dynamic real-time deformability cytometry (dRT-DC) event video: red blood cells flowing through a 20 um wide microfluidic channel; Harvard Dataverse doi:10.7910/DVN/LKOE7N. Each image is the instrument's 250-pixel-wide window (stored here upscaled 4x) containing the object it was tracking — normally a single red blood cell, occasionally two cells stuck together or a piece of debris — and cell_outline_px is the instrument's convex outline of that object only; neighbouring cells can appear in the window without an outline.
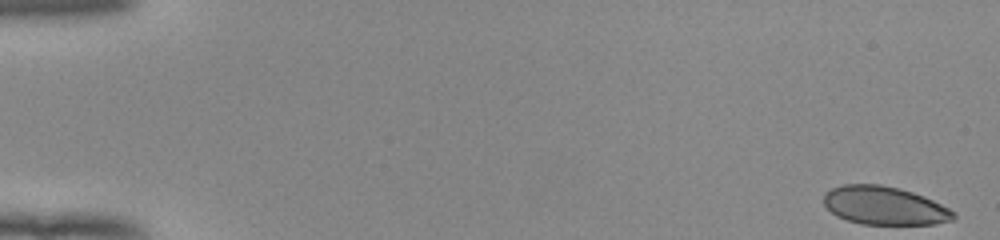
{"species": "human", "species_latin": "Homo sapiens", "temperature_condition": "room temperature", "stored_images_in_passage": 53, "camera_frame_rate_fps": 3000, "um_per_image_px": 0.085, "donor": {"sex": "female"}, "frame": {"image": 1, "passage_image": 1, "time_ms": 0.0, "image_size_px": [1000, 240], "cell_outline_px": [[956, 216], [952, 220], [936, 224], [860, 224], [836, 216], [824, 204], [824, 192], [832, 188], [844, 184], [880, 184], [900, 188], [924, 196], [956, 212]], "centroid_in_image_um": [75.17, 17.47], "position_along_channel_um": 9.8, "area_um2": 29.02}}
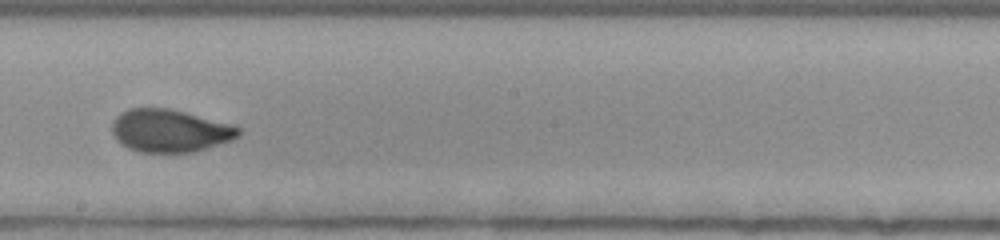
{"frame": {"image": 2, "passage_image": 31, "time_ms": 10.0, "image_size_px": [1000, 240], "cell_outline_px": [[240, 136], [232, 140], [192, 152], [140, 152], [128, 148], [112, 132], [112, 120], [120, 112], [128, 108], [168, 108], [236, 124], [240, 128]], "centroid_in_image_um": [14.48, 11.09], "position_along_channel_um": 233.7, "area_um2": 31.56}}
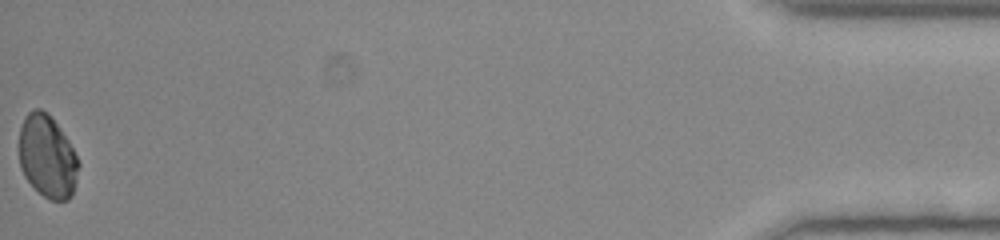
{"frame": {"image": 3, "passage_image": 53, "time_ms": 17.333, "image_size_px": [1000, 240], "cell_outline_px": [[80, 164], [72, 196], [68, 200], [52, 200], [44, 196], [24, 176], [20, 168], [20, 128], [24, 116], [32, 108], [40, 108], [48, 112], [68, 140]], "centroid_in_image_um": [4.02, 13.28], "position_along_channel_um": 431.2, "area_um2": 28.55}, "authors_computed_cell_mechanics": {"area_um2": 31.0964, "velocity_mm_per_s": 3.9278, "shape_relaxation_time_tau1_ms": 6.8873, "shape_relaxation_time_tau2_ms": null, "deformation_change_tau1": 0.1921, "deformation_change_tau2": null}}